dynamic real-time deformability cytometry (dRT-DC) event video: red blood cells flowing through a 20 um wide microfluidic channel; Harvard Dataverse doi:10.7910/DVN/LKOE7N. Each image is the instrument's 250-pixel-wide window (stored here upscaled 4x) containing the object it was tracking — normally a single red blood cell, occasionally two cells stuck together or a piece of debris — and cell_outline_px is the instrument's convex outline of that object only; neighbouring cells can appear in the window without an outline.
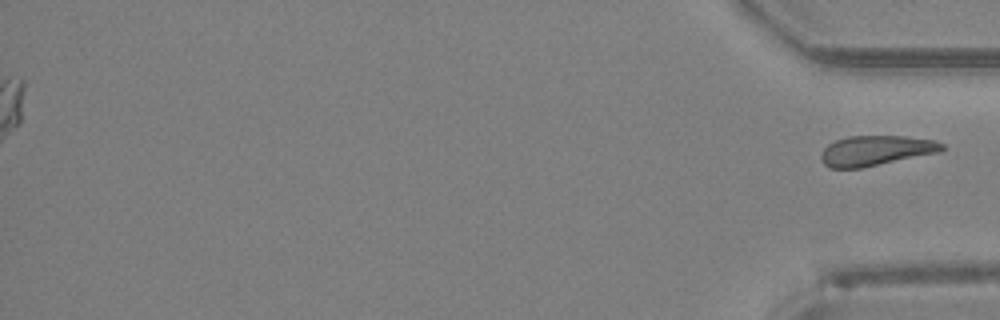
{"species": "Egyptian fruit bat (a non-hibernating species)", "species_latin": "Rousettus aegyptiacus", "temperature_condition": "room temperature", "stored_images_in_passage": 33, "segment_of_instrument_passage": [2, 2], "camera_frame_rate_fps": 3000, "um_per_image_px": 0.085, "animal": {"sex": "female"}, "frame": {"image": 1, "passage_image": 33, "time_ms": 10.667, "image_size_px": [1000, 320], "cell_outline_px": [[944, 148], [940, 152], [860, 168], [828, 168], [820, 160], [820, 156], [824, 148], [828, 144], [836, 140], [848, 136], [904, 136], [932, 140], [944, 144]], "centroid_in_image_um": [74.41, 12.8], "position_along_channel_um": 360.8, "area_um2": 21.1}}